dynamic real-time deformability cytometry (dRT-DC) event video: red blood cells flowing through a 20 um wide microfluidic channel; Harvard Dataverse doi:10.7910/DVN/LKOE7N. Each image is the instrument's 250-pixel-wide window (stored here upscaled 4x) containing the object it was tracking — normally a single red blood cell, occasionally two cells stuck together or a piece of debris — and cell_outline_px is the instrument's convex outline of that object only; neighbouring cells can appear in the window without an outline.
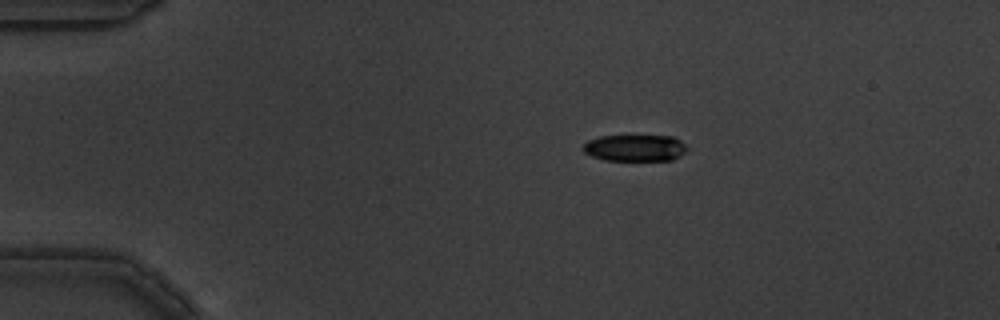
{"species": "common noctule bat (a hibernating species)", "species_latin": "Nyctalus noctula", "temperature_condition": "warm", "stored_images_in_passage": 2, "camera_frame_rate_fps": 3000, "um_per_image_px": 0.085, "animal": {"sex": "male", "body_mass_g": 19.5, "forearm_length_mm": 54.6}, "frame": {"image": 1, "passage_image": 1, "time_ms": 0.0, "image_size_px": [1000, 320], "cell_outline_px": [[688, 148], [680, 156], [672, 160], [604, 160], [592, 156], [584, 152], [584, 144], [588, 140], [600, 136], [672, 136], [680, 140]], "centroid_in_image_um": [53.98, 12.57], "position_along_channel_um": 31.0, "area_um2": 16.01}}